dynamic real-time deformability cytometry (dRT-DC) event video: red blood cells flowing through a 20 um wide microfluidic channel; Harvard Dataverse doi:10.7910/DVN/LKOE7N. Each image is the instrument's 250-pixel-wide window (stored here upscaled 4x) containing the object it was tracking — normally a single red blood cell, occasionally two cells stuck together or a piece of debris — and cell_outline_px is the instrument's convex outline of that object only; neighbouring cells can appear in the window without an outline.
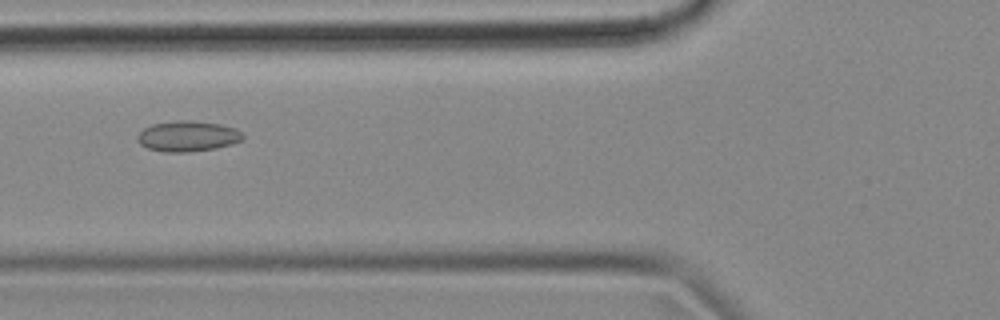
{"species": "common noctule bat (a hibernating species)", "species_latin": "Nyctalus noctula", "temperature_condition": "cold", "stored_images_in_passage": 10, "camera_frame_rate_fps": 3000, "um_per_image_px": 0.085, "animal": {"sex": "female", "body_mass_g": 18.4}, "frame": {"image": 1, "passage_image": 4, "time_ms": 1.0, "image_size_px": [1000, 320], "cell_outline_px": [[244, 136], [240, 140], [232, 144], [216, 148], [188, 152], [164, 152], [148, 148], [140, 144], [136, 140], [136, 136], [144, 128], [152, 124], [176, 120], [188, 120], [220, 124], [236, 128]], "centroid_in_image_um": [15.92, 11.57], "position_along_channel_um": 109.9, "area_um2": 18.79}}